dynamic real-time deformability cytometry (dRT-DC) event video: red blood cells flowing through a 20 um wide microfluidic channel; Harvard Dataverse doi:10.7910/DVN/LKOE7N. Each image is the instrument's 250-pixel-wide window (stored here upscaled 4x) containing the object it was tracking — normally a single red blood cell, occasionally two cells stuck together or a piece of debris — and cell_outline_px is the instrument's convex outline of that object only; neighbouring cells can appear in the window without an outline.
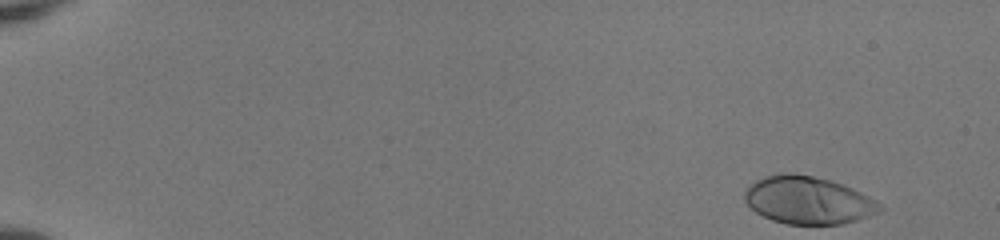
{"species": "human", "species_latin": "Homo sapiens", "temperature_condition": "room temperature", "stored_images_in_passage": 50, "camera_frame_rate_fps": 3000, "um_per_image_px": 0.085, "donor": {"sex": "female"}, "frame": {"image": 1, "passage_image": 1, "time_ms": 0.0, "image_size_px": [1000, 240], "cell_outline_px": [[884, 208], [880, 212], [844, 224], [788, 224], [772, 220], [756, 212], [744, 200], [744, 192], [756, 180], [764, 176], [784, 172], [792, 172], [812, 176], [828, 180], [852, 188], [868, 196], [880, 204]], "centroid_in_image_um": [68.68, 17.02], "position_along_channel_um": 16.3, "area_um2": 37.28}}
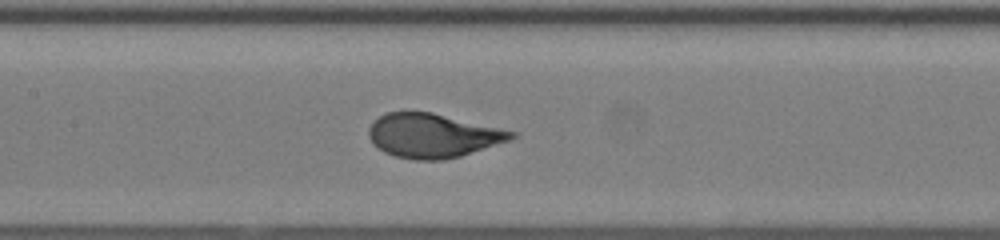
{"frame": {"image": 2, "passage_image": 25, "time_ms": 8.0, "image_size_px": [1000, 240], "cell_outline_px": [[516, 136], [512, 140], [460, 156], [444, 160], [416, 160], [396, 156], [384, 152], [372, 144], [368, 136], [368, 128], [372, 120], [388, 112], [432, 112], [516, 132]], "centroid_in_image_um": [36.76, 11.53], "position_along_channel_um": 170.6, "area_um2": 36.65}}
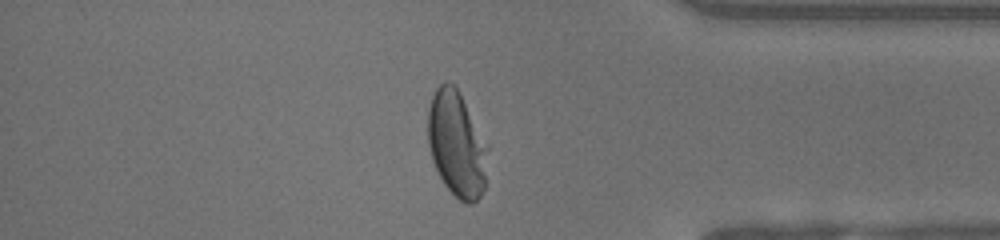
{"frame": {"image": 3, "passage_image": 43, "time_ms": 14.0, "image_size_px": [1000, 240], "cell_outline_px": [[488, 148], [484, 188], [480, 196], [472, 204], [468, 204], [460, 200], [444, 184], [432, 160], [428, 144], [428, 108], [432, 96], [436, 88], [444, 80], [448, 80], [460, 92], [488, 144]], "centroid_in_image_um": [38.82, 12.22], "position_along_channel_um": 396.4, "area_um2": 36.93}, "authors_computed_cell_mechanics": {"area_um2": 36.7319, "velocity_mm_per_s": 3.9877, "shape_relaxation_time_tau1_ms": 3.0163, "shape_relaxation_time_tau2_ms": null, "deformation_change_tau1": 0.2059, "deformation_change_tau2": null}}